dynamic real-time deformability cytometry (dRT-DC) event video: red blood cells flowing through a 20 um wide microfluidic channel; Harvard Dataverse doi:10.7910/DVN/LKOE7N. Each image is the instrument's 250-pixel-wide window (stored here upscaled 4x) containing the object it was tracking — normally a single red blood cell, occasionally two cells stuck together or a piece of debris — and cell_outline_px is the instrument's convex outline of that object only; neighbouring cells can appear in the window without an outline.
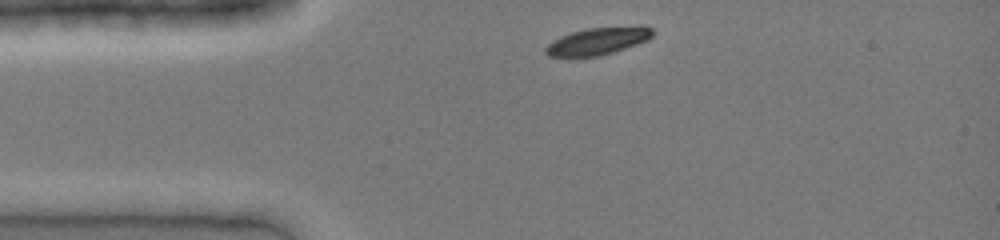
{"species": "common noctule bat (a hibernating species)", "species_latin": "Nyctalus noctula", "temperature_condition": "cold", "stored_images_in_passage": 30, "camera_frame_rate_fps": 3000, "um_per_image_px": 0.085, "animal": {"sex": "female", "body_mass_g": 19.0, "forearm_length_mm": 51.5}, "frame": {"image": 1, "passage_image": 1, "time_ms": 0.0, "image_size_px": [1000, 240], "cell_outline_px": [[652, 36], [648, 40], [600, 56], [548, 56], [544, 52], [544, 48], [552, 40], [560, 36], [572, 32], [588, 28], [640, 24], [644, 24], [652, 28]], "centroid_in_image_um": [50.85, 3.45], "position_along_channel_um": 34.2, "area_um2": 17.22}}
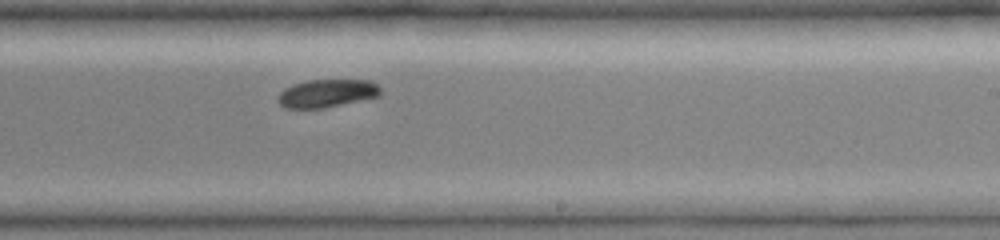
{"frame": {"image": 2, "passage_image": 18, "time_ms": 5.667, "image_size_px": [1000, 240], "cell_outline_px": [[380, 96], [324, 108], [284, 108], [276, 100], [280, 92], [284, 88], [292, 84], [308, 80], [372, 80], [380, 88]], "centroid_in_image_um": [27.76, 7.93], "position_along_channel_um": 261.2, "area_um2": 16.82}}
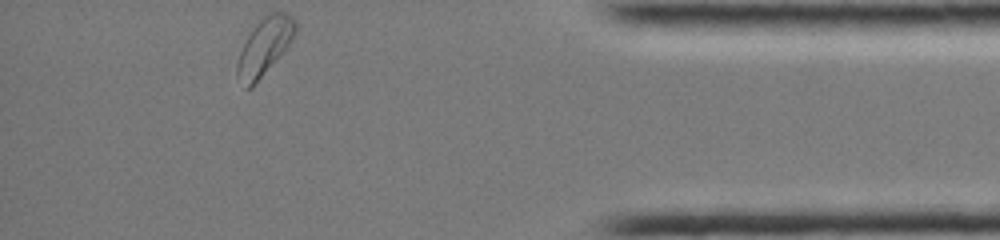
{"frame": {"image": 3, "passage_image": 30, "time_ms": 9.667, "image_size_px": [1000, 240], "cell_outline_px": [[296, 32], [288, 44], [252, 88], [244, 88], [236, 76], [236, 64], [240, 52], [252, 28], [260, 20], [272, 12], [284, 12], [292, 16], [296, 20]], "centroid_in_image_um": [22.45, 3.97], "position_along_channel_um": 412.7, "area_um2": 18.9}}